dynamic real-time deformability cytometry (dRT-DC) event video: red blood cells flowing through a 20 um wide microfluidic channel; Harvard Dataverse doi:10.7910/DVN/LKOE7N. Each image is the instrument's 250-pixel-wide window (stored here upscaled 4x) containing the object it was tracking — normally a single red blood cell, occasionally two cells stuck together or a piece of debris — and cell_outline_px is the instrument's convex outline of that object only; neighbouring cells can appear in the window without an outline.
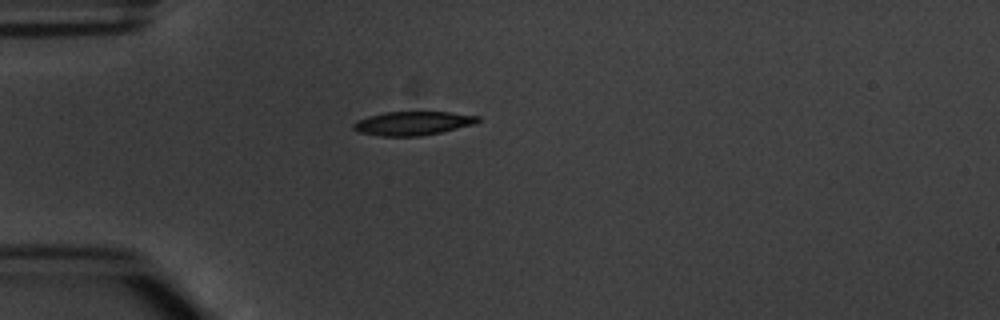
{"species": "common noctule bat (a hibernating species)", "species_latin": "Nyctalus noctula", "temperature_condition": "warm", "stored_images_in_passage": 2, "camera_frame_rate_fps": 3000, "um_per_image_px": 0.085, "animal": {"sex": "male", "body_mass_g": 20.1, "forearm_length_mm": 53.5}, "frame": {"image": 1, "passage_image": 1, "time_ms": 0.0, "image_size_px": [1000, 320], "cell_outline_px": [[480, 120], [476, 124], [440, 132], [420, 136], [380, 136], [356, 132], [352, 128], [352, 124], [356, 120], [368, 116], [388, 112], [448, 112], [480, 116]], "centroid_in_image_um": [35.06, 10.48], "position_along_channel_um": 49.9, "area_um2": 17.34}}